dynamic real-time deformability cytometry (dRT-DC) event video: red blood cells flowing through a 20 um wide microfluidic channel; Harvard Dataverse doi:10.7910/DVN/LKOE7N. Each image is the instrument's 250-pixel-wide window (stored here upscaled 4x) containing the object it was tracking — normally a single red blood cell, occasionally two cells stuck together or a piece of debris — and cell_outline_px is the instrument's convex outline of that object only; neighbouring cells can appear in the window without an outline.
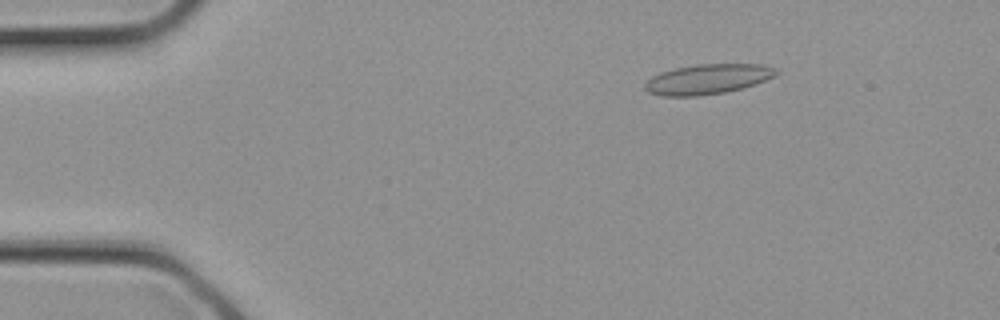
{"species": "common noctule bat (a hibernating species)", "species_latin": "Nyctalus noctula", "temperature_condition": "cold", "stored_images_in_passage": 7, "camera_frame_rate_fps": 3000, "um_per_image_px": 0.085, "animal": {"sex": "female", "body_mass_g": 21.9}, "frame": {"image": 1, "passage_image": 1, "time_ms": 0.0, "image_size_px": [1000, 320], "cell_outline_px": [[780, 72], [776, 76], [756, 84], [744, 88], [724, 92], [696, 96], [660, 96], [648, 92], [644, 88], [644, 84], [652, 76], [660, 72], [676, 68], [700, 64], [764, 64], [776, 68]], "centroid_in_image_um": [60.19, 6.73], "position_along_channel_um": 24.8, "area_um2": 23.12}}
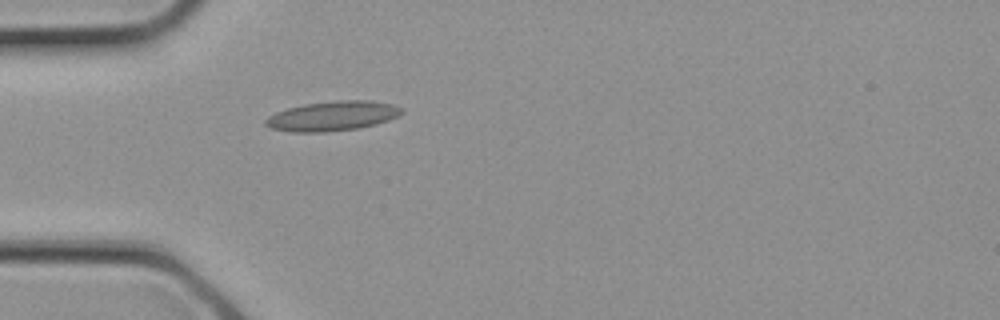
{"frame": {"image": 2, "passage_image": 5, "time_ms": 1.333, "image_size_px": [1000, 320], "cell_outline_px": [[404, 112], [400, 116], [376, 124], [356, 128], [324, 132], [292, 132], [272, 128], [264, 124], [264, 120], [268, 116], [276, 112], [288, 108], [304, 104], [336, 100], [372, 100], [392, 104], [404, 108]], "centroid_in_image_um": [28.29, 9.85], "position_along_channel_um": 56.7, "area_um2": 23.64}}
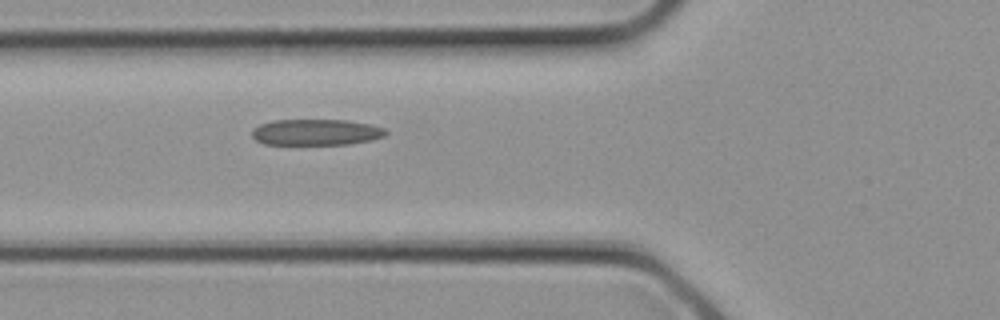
{"frame": {"image": 3, "passage_image": 7, "time_ms": 2.0, "image_size_px": [1000, 320], "cell_outline_px": [[388, 132], [384, 136], [372, 140], [348, 144], [264, 144], [256, 140], [252, 136], [252, 128], [260, 124], [272, 120], [348, 120], [372, 124], [384, 128]], "centroid_in_image_um": [26.87, 11.23], "position_along_channel_um": 98.9, "area_um2": 20.46}}